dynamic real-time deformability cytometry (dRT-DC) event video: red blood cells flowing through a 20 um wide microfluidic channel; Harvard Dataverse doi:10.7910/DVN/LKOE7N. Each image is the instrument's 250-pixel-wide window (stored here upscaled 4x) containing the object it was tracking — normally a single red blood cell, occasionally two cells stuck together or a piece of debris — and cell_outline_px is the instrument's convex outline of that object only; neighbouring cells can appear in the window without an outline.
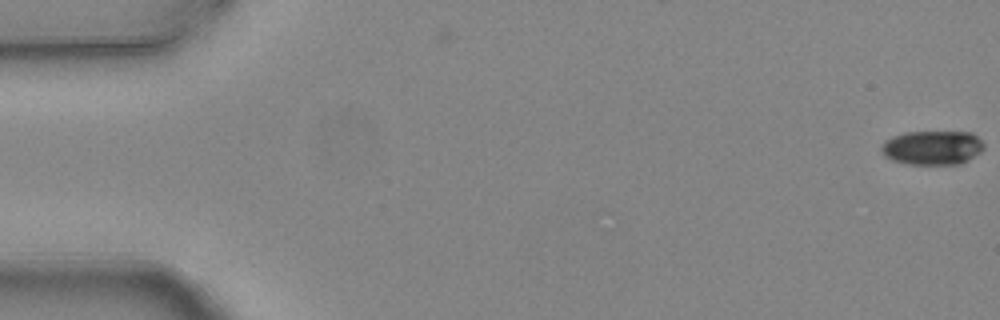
{"species": "common noctule bat (a hibernating species)", "species_latin": "Nyctalus noctula", "temperature_condition": "warm", "stored_images_in_passage": 6, "camera_frame_rate_fps": 3000, "um_per_image_px": 0.085, "animal": {"sex": "female", "body_mass_g": 24.6, "forearm_length_mm": 56.2}, "frame": {"image": 1, "passage_image": 1, "time_ms": 0.0, "image_size_px": [1000, 320], "cell_outline_px": [[984, 148], [980, 152], [968, 160], [960, 164], [904, 164], [892, 160], [884, 156], [880, 148], [884, 140], [892, 136], [904, 132], [972, 132], [984, 144]], "centroid_in_image_um": [79.22, 12.55], "position_along_channel_um": 5.8, "area_um2": 20.58}}
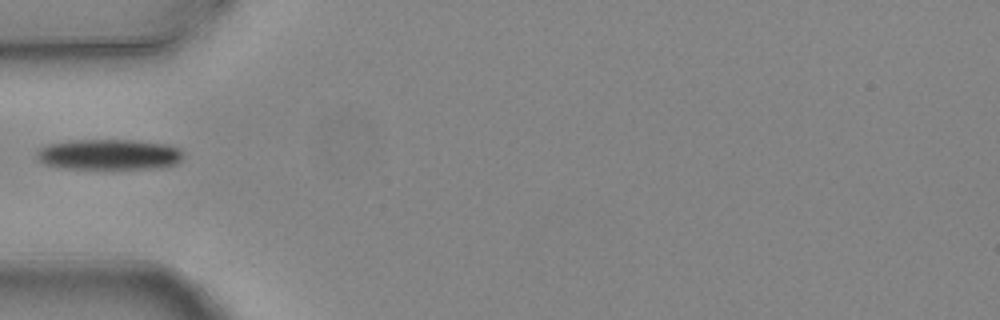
{"frame": {"image": 2, "passage_image": 5, "time_ms": 1.333, "image_size_px": [1000, 320], "cell_outline_px": [[184, 156], [176, 164], [160, 168], [60, 168], [44, 164], [36, 160], [36, 152], [40, 148], [48, 144], [68, 140], [132, 140], [168, 144], [180, 148], [184, 152]], "centroid_in_image_um": [9.26, 13.12], "position_along_channel_um": 75.7, "area_um2": 26.41}}
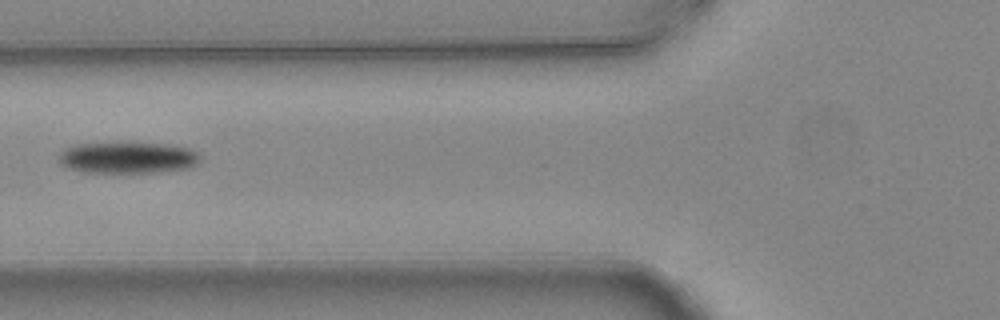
{"frame": {"image": 3, "passage_image": 6, "time_ms": 1.667, "image_size_px": [1000, 320], "cell_outline_px": [[200, 160], [192, 168], [160, 172], [84, 172], [64, 168], [60, 164], [60, 152], [64, 148], [76, 144], [116, 140], [164, 144], [192, 148], [200, 152]], "centroid_in_image_um": [10.86, 13.36], "position_along_channel_um": 114.9, "area_um2": 27.11}}